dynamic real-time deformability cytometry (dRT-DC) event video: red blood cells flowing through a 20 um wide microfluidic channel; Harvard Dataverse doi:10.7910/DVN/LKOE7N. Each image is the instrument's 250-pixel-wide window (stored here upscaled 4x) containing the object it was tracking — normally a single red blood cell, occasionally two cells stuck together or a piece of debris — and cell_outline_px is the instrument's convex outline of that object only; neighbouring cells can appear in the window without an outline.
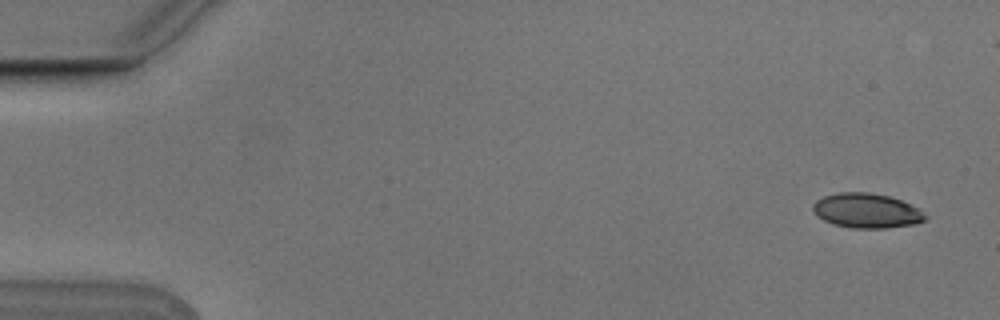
{"species": "Egyptian fruit bat (a non-hibernating species)", "species_latin": "Rousettus aegyptiacus", "temperature_condition": "cold", "stored_images_in_passage": 9, "camera_frame_rate_fps": 3000, "um_per_image_px": 0.085, "animal": {"sex": "male"}, "frame": {"image": 1, "passage_image": 1, "time_ms": 0.0, "image_size_px": [1000, 320], "cell_outline_px": [[928, 216], [924, 220], [916, 224], [888, 228], [852, 228], [832, 224], [816, 216], [812, 208], [812, 204], [816, 200], [824, 196], [836, 192], [868, 192], [888, 196], [900, 200], [920, 208]], "centroid_in_image_um": [73.66, 17.91], "position_along_channel_um": 11.3, "area_um2": 22.95}}
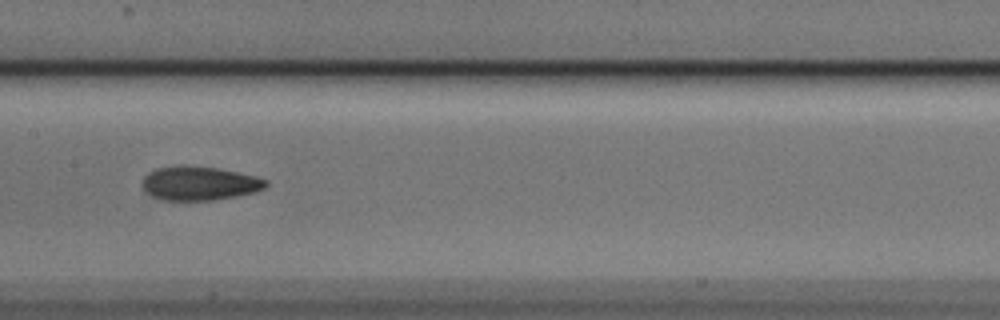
{"frame": {"image": 2, "passage_image": 8, "time_ms": 2.333, "image_size_px": [1000, 320], "cell_outline_px": [[268, 184], [264, 188], [256, 192], [236, 196], [212, 200], [160, 200], [144, 192], [140, 188], [140, 184], [144, 176], [148, 172], [156, 168], [180, 164], [184, 164], [216, 168], [256, 176], [268, 180]], "centroid_in_image_um": [16.88, 15.57], "position_along_channel_um": 190.5, "area_um2": 24.91}}
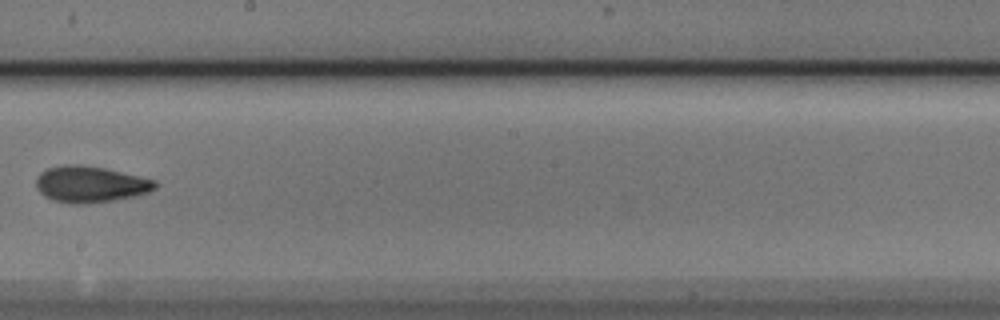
{"frame": {"image": 3, "passage_image": 9, "time_ms": 2.667, "image_size_px": [1000, 320], "cell_outline_px": [[156, 188], [148, 192], [132, 196], [112, 200], [84, 204], [72, 204], [52, 200], [44, 196], [36, 188], [36, 180], [40, 172], [48, 168], [60, 164], [80, 164], [104, 168], [156, 180]], "centroid_in_image_um": [7.63, 15.65], "position_along_channel_um": 240.6, "area_um2": 25.14}}